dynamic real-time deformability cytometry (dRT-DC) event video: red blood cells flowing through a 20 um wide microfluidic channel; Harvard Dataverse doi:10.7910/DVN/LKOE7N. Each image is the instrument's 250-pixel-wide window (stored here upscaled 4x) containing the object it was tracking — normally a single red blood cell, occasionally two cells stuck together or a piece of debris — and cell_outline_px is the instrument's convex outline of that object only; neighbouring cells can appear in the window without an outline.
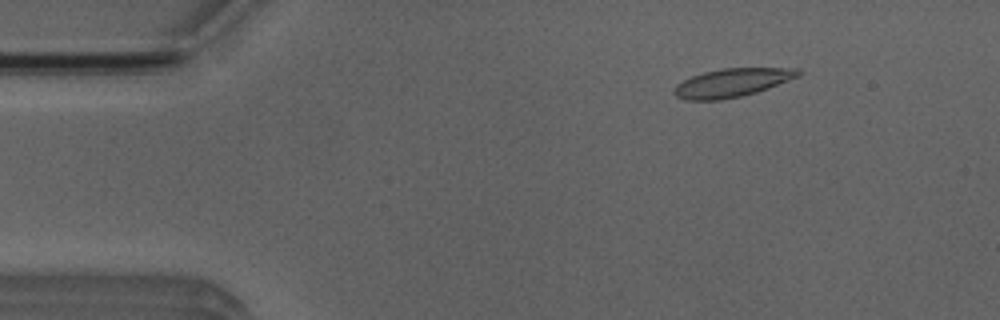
{"species": "Egyptian fruit bat (a non-hibernating species)", "species_latin": "Rousettus aegyptiacus", "temperature_condition": "room temperature", "stored_images_in_passage": 5, "camera_frame_rate_fps": 3000, "um_per_image_px": 0.085, "animal": {"sex": "male"}, "frame": {"image": 1, "passage_image": 5, "time_ms": 4.667, "image_size_px": [1000, 320], "cell_outline_px": [[800, 76], [768, 88], [756, 92], [740, 96], [720, 100], [684, 100], [676, 96], [672, 92], [676, 84], [692, 76], [704, 72], [720, 68], [800, 68]], "centroid_in_image_um": [62.21, 7.03], "position_along_channel_um": 22.8, "area_um2": 20.58}}